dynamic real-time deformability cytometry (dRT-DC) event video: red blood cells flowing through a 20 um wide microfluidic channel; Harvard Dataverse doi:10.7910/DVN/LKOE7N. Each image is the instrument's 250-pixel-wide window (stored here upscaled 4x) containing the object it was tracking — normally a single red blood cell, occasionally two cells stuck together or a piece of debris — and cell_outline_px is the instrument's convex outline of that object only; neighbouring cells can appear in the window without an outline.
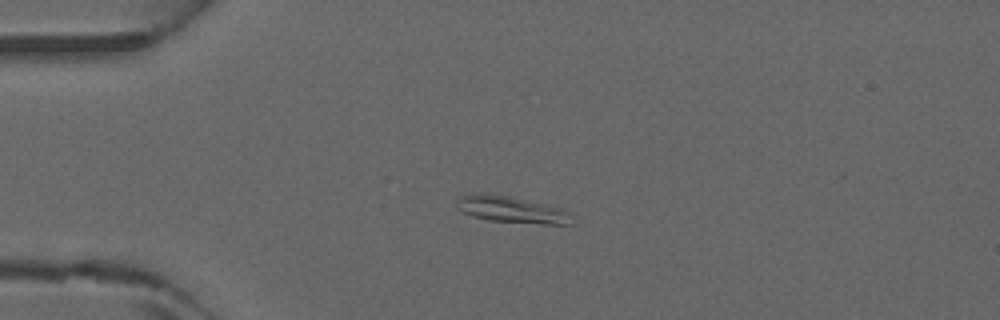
{"species": "common noctule bat (a hibernating species)", "species_latin": "Nyctalus noctula", "temperature_condition": "warm", "stored_images_in_passage": 5, "camera_frame_rate_fps": 3000, "um_per_image_px": 0.085, "animal": {"sex": "male", "forearm_length_mm": 52.5}, "frame": {"image": 1, "passage_image": 3, "time_ms": 0.667, "image_size_px": [1000, 320], "cell_outline_px": [[572, 224], [544, 224], [488, 220], [472, 216], [456, 208], [456, 200], [460, 196], [472, 192], [492, 192], [564, 208], [572, 212]], "centroid_in_image_um": [43.48, 17.78], "position_along_channel_um": 41.5, "area_um2": 18.38}}
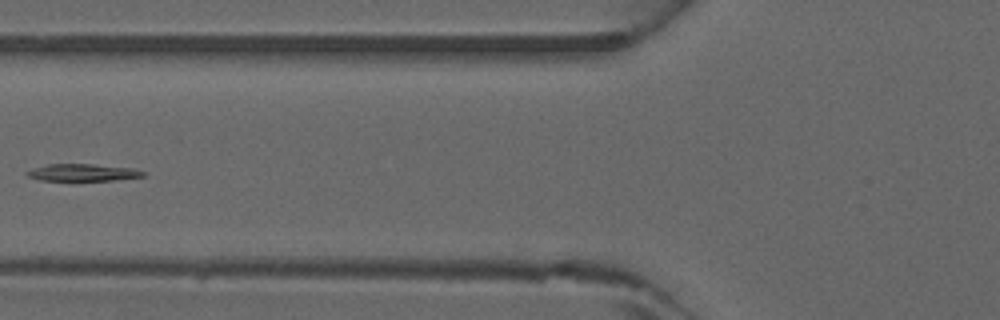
{"frame": {"image": 2, "passage_image": 5, "time_ms": 1.333, "image_size_px": [1000, 320], "cell_outline_px": [[144, 176], [112, 180], [76, 184], [40, 180], [28, 176], [24, 172], [32, 168], [48, 164], [92, 164], [132, 168], [144, 172]], "centroid_in_image_um": [6.93, 14.72], "position_along_channel_um": 118.9, "area_um2": 12.43}}